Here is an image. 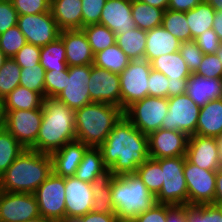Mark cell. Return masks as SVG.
<instances>
[{
    "mask_svg": "<svg viewBox=\"0 0 222 222\" xmlns=\"http://www.w3.org/2000/svg\"><path fill=\"white\" fill-rule=\"evenodd\" d=\"M99 149L104 165L115 176L136 174L137 168L149 158L148 135L123 116Z\"/></svg>",
    "mask_w": 222,
    "mask_h": 222,
    "instance_id": "obj_1",
    "label": "cell"
},
{
    "mask_svg": "<svg viewBox=\"0 0 222 222\" xmlns=\"http://www.w3.org/2000/svg\"><path fill=\"white\" fill-rule=\"evenodd\" d=\"M52 172L50 154L25 149L1 175L0 190L34 194Z\"/></svg>",
    "mask_w": 222,
    "mask_h": 222,
    "instance_id": "obj_2",
    "label": "cell"
},
{
    "mask_svg": "<svg viewBox=\"0 0 222 222\" xmlns=\"http://www.w3.org/2000/svg\"><path fill=\"white\" fill-rule=\"evenodd\" d=\"M43 118L36 138V151L46 154L76 140L75 111L57 98H45Z\"/></svg>",
    "mask_w": 222,
    "mask_h": 222,
    "instance_id": "obj_3",
    "label": "cell"
},
{
    "mask_svg": "<svg viewBox=\"0 0 222 222\" xmlns=\"http://www.w3.org/2000/svg\"><path fill=\"white\" fill-rule=\"evenodd\" d=\"M124 111L113 104L91 102L75 111L76 140L88 147L99 148Z\"/></svg>",
    "mask_w": 222,
    "mask_h": 222,
    "instance_id": "obj_4",
    "label": "cell"
},
{
    "mask_svg": "<svg viewBox=\"0 0 222 222\" xmlns=\"http://www.w3.org/2000/svg\"><path fill=\"white\" fill-rule=\"evenodd\" d=\"M111 198L119 219H133L156 203L155 197L137 174L114 176Z\"/></svg>",
    "mask_w": 222,
    "mask_h": 222,
    "instance_id": "obj_5",
    "label": "cell"
},
{
    "mask_svg": "<svg viewBox=\"0 0 222 222\" xmlns=\"http://www.w3.org/2000/svg\"><path fill=\"white\" fill-rule=\"evenodd\" d=\"M162 168L163 185L155 196L158 204H188V188L184 177L186 156L155 159Z\"/></svg>",
    "mask_w": 222,
    "mask_h": 222,
    "instance_id": "obj_6",
    "label": "cell"
},
{
    "mask_svg": "<svg viewBox=\"0 0 222 222\" xmlns=\"http://www.w3.org/2000/svg\"><path fill=\"white\" fill-rule=\"evenodd\" d=\"M168 113V98L147 96L130 105L124 116L143 134L149 135L161 128Z\"/></svg>",
    "mask_w": 222,
    "mask_h": 222,
    "instance_id": "obj_7",
    "label": "cell"
},
{
    "mask_svg": "<svg viewBox=\"0 0 222 222\" xmlns=\"http://www.w3.org/2000/svg\"><path fill=\"white\" fill-rule=\"evenodd\" d=\"M152 70L147 60L130 61L119 74L121 89V109L125 111L133 103L149 96L148 77Z\"/></svg>",
    "mask_w": 222,
    "mask_h": 222,
    "instance_id": "obj_8",
    "label": "cell"
},
{
    "mask_svg": "<svg viewBox=\"0 0 222 222\" xmlns=\"http://www.w3.org/2000/svg\"><path fill=\"white\" fill-rule=\"evenodd\" d=\"M3 127L25 148L36 151V138L43 118L41 108L32 110H4Z\"/></svg>",
    "mask_w": 222,
    "mask_h": 222,
    "instance_id": "obj_9",
    "label": "cell"
},
{
    "mask_svg": "<svg viewBox=\"0 0 222 222\" xmlns=\"http://www.w3.org/2000/svg\"><path fill=\"white\" fill-rule=\"evenodd\" d=\"M200 107L186 94L168 98V113L161 129L180 131L189 137L196 133Z\"/></svg>",
    "mask_w": 222,
    "mask_h": 222,
    "instance_id": "obj_10",
    "label": "cell"
},
{
    "mask_svg": "<svg viewBox=\"0 0 222 222\" xmlns=\"http://www.w3.org/2000/svg\"><path fill=\"white\" fill-rule=\"evenodd\" d=\"M34 195L37 199L40 215L55 222H60L66 217L65 178L52 172L36 189Z\"/></svg>",
    "mask_w": 222,
    "mask_h": 222,
    "instance_id": "obj_11",
    "label": "cell"
},
{
    "mask_svg": "<svg viewBox=\"0 0 222 222\" xmlns=\"http://www.w3.org/2000/svg\"><path fill=\"white\" fill-rule=\"evenodd\" d=\"M17 26L26 42L43 47L60 37V28L50 12L34 15H18Z\"/></svg>",
    "mask_w": 222,
    "mask_h": 222,
    "instance_id": "obj_12",
    "label": "cell"
},
{
    "mask_svg": "<svg viewBox=\"0 0 222 222\" xmlns=\"http://www.w3.org/2000/svg\"><path fill=\"white\" fill-rule=\"evenodd\" d=\"M184 177L188 188V205L213 203L216 191V171L205 170L186 159Z\"/></svg>",
    "mask_w": 222,
    "mask_h": 222,
    "instance_id": "obj_13",
    "label": "cell"
},
{
    "mask_svg": "<svg viewBox=\"0 0 222 222\" xmlns=\"http://www.w3.org/2000/svg\"><path fill=\"white\" fill-rule=\"evenodd\" d=\"M91 65L70 66L65 76L64 89L56 97L70 109L76 111L91 103L88 82L90 81Z\"/></svg>",
    "mask_w": 222,
    "mask_h": 222,
    "instance_id": "obj_14",
    "label": "cell"
},
{
    "mask_svg": "<svg viewBox=\"0 0 222 222\" xmlns=\"http://www.w3.org/2000/svg\"><path fill=\"white\" fill-rule=\"evenodd\" d=\"M39 215L34 194L0 190V222H24Z\"/></svg>",
    "mask_w": 222,
    "mask_h": 222,
    "instance_id": "obj_15",
    "label": "cell"
},
{
    "mask_svg": "<svg viewBox=\"0 0 222 222\" xmlns=\"http://www.w3.org/2000/svg\"><path fill=\"white\" fill-rule=\"evenodd\" d=\"M88 89L92 102L113 104L121 108L119 74L91 65Z\"/></svg>",
    "mask_w": 222,
    "mask_h": 222,
    "instance_id": "obj_16",
    "label": "cell"
},
{
    "mask_svg": "<svg viewBox=\"0 0 222 222\" xmlns=\"http://www.w3.org/2000/svg\"><path fill=\"white\" fill-rule=\"evenodd\" d=\"M188 139L183 132L160 128L148 135L149 158L186 156Z\"/></svg>",
    "mask_w": 222,
    "mask_h": 222,
    "instance_id": "obj_17",
    "label": "cell"
},
{
    "mask_svg": "<svg viewBox=\"0 0 222 222\" xmlns=\"http://www.w3.org/2000/svg\"><path fill=\"white\" fill-rule=\"evenodd\" d=\"M186 159L205 170L216 171L222 167L214 137L191 135L188 139Z\"/></svg>",
    "mask_w": 222,
    "mask_h": 222,
    "instance_id": "obj_18",
    "label": "cell"
},
{
    "mask_svg": "<svg viewBox=\"0 0 222 222\" xmlns=\"http://www.w3.org/2000/svg\"><path fill=\"white\" fill-rule=\"evenodd\" d=\"M93 194L91 184L76 176L65 178L66 217H81L92 211Z\"/></svg>",
    "mask_w": 222,
    "mask_h": 222,
    "instance_id": "obj_19",
    "label": "cell"
},
{
    "mask_svg": "<svg viewBox=\"0 0 222 222\" xmlns=\"http://www.w3.org/2000/svg\"><path fill=\"white\" fill-rule=\"evenodd\" d=\"M99 24L115 34H125L136 28L132 18V0H107Z\"/></svg>",
    "mask_w": 222,
    "mask_h": 222,
    "instance_id": "obj_20",
    "label": "cell"
},
{
    "mask_svg": "<svg viewBox=\"0 0 222 222\" xmlns=\"http://www.w3.org/2000/svg\"><path fill=\"white\" fill-rule=\"evenodd\" d=\"M65 46L66 62L70 66L93 65L92 53L88 38L81 30H63L59 37Z\"/></svg>",
    "mask_w": 222,
    "mask_h": 222,
    "instance_id": "obj_21",
    "label": "cell"
},
{
    "mask_svg": "<svg viewBox=\"0 0 222 222\" xmlns=\"http://www.w3.org/2000/svg\"><path fill=\"white\" fill-rule=\"evenodd\" d=\"M88 148L81 141L74 140L52 152L50 156L52 158L53 173L63 178L75 176L76 170Z\"/></svg>",
    "mask_w": 222,
    "mask_h": 222,
    "instance_id": "obj_22",
    "label": "cell"
},
{
    "mask_svg": "<svg viewBox=\"0 0 222 222\" xmlns=\"http://www.w3.org/2000/svg\"><path fill=\"white\" fill-rule=\"evenodd\" d=\"M185 93L201 108L211 100L222 98V78H206L192 73Z\"/></svg>",
    "mask_w": 222,
    "mask_h": 222,
    "instance_id": "obj_23",
    "label": "cell"
},
{
    "mask_svg": "<svg viewBox=\"0 0 222 222\" xmlns=\"http://www.w3.org/2000/svg\"><path fill=\"white\" fill-rule=\"evenodd\" d=\"M50 11L61 31L82 29L81 0H51Z\"/></svg>",
    "mask_w": 222,
    "mask_h": 222,
    "instance_id": "obj_24",
    "label": "cell"
},
{
    "mask_svg": "<svg viewBox=\"0 0 222 222\" xmlns=\"http://www.w3.org/2000/svg\"><path fill=\"white\" fill-rule=\"evenodd\" d=\"M145 60L152 62L162 55L178 52L181 42L162 26L146 31Z\"/></svg>",
    "mask_w": 222,
    "mask_h": 222,
    "instance_id": "obj_25",
    "label": "cell"
},
{
    "mask_svg": "<svg viewBox=\"0 0 222 222\" xmlns=\"http://www.w3.org/2000/svg\"><path fill=\"white\" fill-rule=\"evenodd\" d=\"M195 134L214 138L222 134V98L200 108Z\"/></svg>",
    "mask_w": 222,
    "mask_h": 222,
    "instance_id": "obj_26",
    "label": "cell"
},
{
    "mask_svg": "<svg viewBox=\"0 0 222 222\" xmlns=\"http://www.w3.org/2000/svg\"><path fill=\"white\" fill-rule=\"evenodd\" d=\"M114 176L111 169L107 168L90 183L93 194L92 212L115 213L111 198V181Z\"/></svg>",
    "mask_w": 222,
    "mask_h": 222,
    "instance_id": "obj_27",
    "label": "cell"
},
{
    "mask_svg": "<svg viewBox=\"0 0 222 222\" xmlns=\"http://www.w3.org/2000/svg\"><path fill=\"white\" fill-rule=\"evenodd\" d=\"M151 66L171 80L189 79L192 74L179 51L159 56L151 62Z\"/></svg>",
    "mask_w": 222,
    "mask_h": 222,
    "instance_id": "obj_28",
    "label": "cell"
},
{
    "mask_svg": "<svg viewBox=\"0 0 222 222\" xmlns=\"http://www.w3.org/2000/svg\"><path fill=\"white\" fill-rule=\"evenodd\" d=\"M146 41V31L137 27L125 34H116V44L131 61L145 59Z\"/></svg>",
    "mask_w": 222,
    "mask_h": 222,
    "instance_id": "obj_29",
    "label": "cell"
},
{
    "mask_svg": "<svg viewBox=\"0 0 222 222\" xmlns=\"http://www.w3.org/2000/svg\"><path fill=\"white\" fill-rule=\"evenodd\" d=\"M4 110H32L41 108L44 98L37 92L23 86H17L6 97Z\"/></svg>",
    "mask_w": 222,
    "mask_h": 222,
    "instance_id": "obj_30",
    "label": "cell"
},
{
    "mask_svg": "<svg viewBox=\"0 0 222 222\" xmlns=\"http://www.w3.org/2000/svg\"><path fill=\"white\" fill-rule=\"evenodd\" d=\"M186 19L191 30V40L212 29L215 10L205 2L198 4L195 8L186 11Z\"/></svg>",
    "mask_w": 222,
    "mask_h": 222,
    "instance_id": "obj_31",
    "label": "cell"
},
{
    "mask_svg": "<svg viewBox=\"0 0 222 222\" xmlns=\"http://www.w3.org/2000/svg\"><path fill=\"white\" fill-rule=\"evenodd\" d=\"M164 11L140 0H132V18L137 28L148 31L161 26Z\"/></svg>",
    "mask_w": 222,
    "mask_h": 222,
    "instance_id": "obj_32",
    "label": "cell"
},
{
    "mask_svg": "<svg viewBox=\"0 0 222 222\" xmlns=\"http://www.w3.org/2000/svg\"><path fill=\"white\" fill-rule=\"evenodd\" d=\"M130 61L121 48L114 44L94 54L93 65L120 74L129 65Z\"/></svg>",
    "mask_w": 222,
    "mask_h": 222,
    "instance_id": "obj_33",
    "label": "cell"
},
{
    "mask_svg": "<svg viewBox=\"0 0 222 222\" xmlns=\"http://www.w3.org/2000/svg\"><path fill=\"white\" fill-rule=\"evenodd\" d=\"M107 169L104 165L102 154L99 148L89 147L80 162L75 176L84 182L91 183L97 175Z\"/></svg>",
    "mask_w": 222,
    "mask_h": 222,
    "instance_id": "obj_34",
    "label": "cell"
},
{
    "mask_svg": "<svg viewBox=\"0 0 222 222\" xmlns=\"http://www.w3.org/2000/svg\"><path fill=\"white\" fill-rule=\"evenodd\" d=\"M39 63L46 71L68 68L65 46L60 38L41 47Z\"/></svg>",
    "mask_w": 222,
    "mask_h": 222,
    "instance_id": "obj_35",
    "label": "cell"
},
{
    "mask_svg": "<svg viewBox=\"0 0 222 222\" xmlns=\"http://www.w3.org/2000/svg\"><path fill=\"white\" fill-rule=\"evenodd\" d=\"M25 150L17 139L3 126L0 127V177Z\"/></svg>",
    "mask_w": 222,
    "mask_h": 222,
    "instance_id": "obj_36",
    "label": "cell"
},
{
    "mask_svg": "<svg viewBox=\"0 0 222 222\" xmlns=\"http://www.w3.org/2000/svg\"><path fill=\"white\" fill-rule=\"evenodd\" d=\"M161 26L180 42L191 40V30L189 29L185 12L167 9L163 13Z\"/></svg>",
    "mask_w": 222,
    "mask_h": 222,
    "instance_id": "obj_37",
    "label": "cell"
},
{
    "mask_svg": "<svg viewBox=\"0 0 222 222\" xmlns=\"http://www.w3.org/2000/svg\"><path fill=\"white\" fill-rule=\"evenodd\" d=\"M86 34L92 53L105 50L116 44V34L101 24H91L82 28Z\"/></svg>",
    "mask_w": 222,
    "mask_h": 222,
    "instance_id": "obj_38",
    "label": "cell"
},
{
    "mask_svg": "<svg viewBox=\"0 0 222 222\" xmlns=\"http://www.w3.org/2000/svg\"><path fill=\"white\" fill-rule=\"evenodd\" d=\"M136 174L155 197L163 185L160 164L155 159L148 158L137 168Z\"/></svg>",
    "mask_w": 222,
    "mask_h": 222,
    "instance_id": "obj_39",
    "label": "cell"
},
{
    "mask_svg": "<svg viewBox=\"0 0 222 222\" xmlns=\"http://www.w3.org/2000/svg\"><path fill=\"white\" fill-rule=\"evenodd\" d=\"M45 72L40 64L21 68L19 85L39 93L45 99Z\"/></svg>",
    "mask_w": 222,
    "mask_h": 222,
    "instance_id": "obj_40",
    "label": "cell"
},
{
    "mask_svg": "<svg viewBox=\"0 0 222 222\" xmlns=\"http://www.w3.org/2000/svg\"><path fill=\"white\" fill-rule=\"evenodd\" d=\"M21 67L7 58L0 69V96L4 99L14 88L19 86Z\"/></svg>",
    "mask_w": 222,
    "mask_h": 222,
    "instance_id": "obj_41",
    "label": "cell"
},
{
    "mask_svg": "<svg viewBox=\"0 0 222 222\" xmlns=\"http://www.w3.org/2000/svg\"><path fill=\"white\" fill-rule=\"evenodd\" d=\"M187 222H222V207L214 204H186Z\"/></svg>",
    "mask_w": 222,
    "mask_h": 222,
    "instance_id": "obj_42",
    "label": "cell"
},
{
    "mask_svg": "<svg viewBox=\"0 0 222 222\" xmlns=\"http://www.w3.org/2000/svg\"><path fill=\"white\" fill-rule=\"evenodd\" d=\"M25 44V36L17 25L0 34V50L7 58H13Z\"/></svg>",
    "mask_w": 222,
    "mask_h": 222,
    "instance_id": "obj_43",
    "label": "cell"
},
{
    "mask_svg": "<svg viewBox=\"0 0 222 222\" xmlns=\"http://www.w3.org/2000/svg\"><path fill=\"white\" fill-rule=\"evenodd\" d=\"M179 52L191 73H195L203 60L204 53L195 40L181 42Z\"/></svg>",
    "mask_w": 222,
    "mask_h": 222,
    "instance_id": "obj_44",
    "label": "cell"
},
{
    "mask_svg": "<svg viewBox=\"0 0 222 222\" xmlns=\"http://www.w3.org/2000/svg\"><path fill=\"white\" fill-rule=\"evenodd\" d=\"M68 75L67 69H56L45 72V98H56L64 89L65 76Z\"/></svg>",
    "mask_w": 222,
    "mask_h": 222,
    "instance_id": "obj_45",
    "label": "cell"
},
{
    "mask_svg": "<svg viewBox=\"0 0 222 222\" xmlns=\"http://www.w3.org/2000/svg\"><path fill=\"white\" fill-rule=\"evenodd\" d=\"M18 15L50 12L51 0H11Z\"/></svg>",
    "mask_w": 222,
    "mask_h": 222,
    "instance_id": "obj_46",
    "label": "cell"
},
{
    "mask_svg": "<svg viewBox=\"0 0 222 222\" xmlns=\"http://www.w3.org/2000/svg\"><path fill=\"white\" fill-rule=\"evenodd\" d=\"M82 1V28L91 24H99L100 16L107 0Z\"/></svg>",
    "mask_w": 222,
    "mask_h": 222,
    "instance_id": "obj_47",
    "label": "cell"
},
{
    "mask_svg": "<svg viewBox=\"0 0 222 222\" xmlns=\"http://www.w3.org/2000/svg\"><path fill=\"white\" fill-rule=\"evenodd\" d=\"M41 47L33 44H25L14 56L13 60L21 67L40 64Z\"/></svg>",
    "mask_w": 222,
    "mask_h": 222,
    "instance_id": "obj_48",
    "label": "cell"
},
{
    "mask_svg": "<svg viewBox=\"0 0 222 222\" xmlns=\"http://www.w3.org/2000/svg\"><path fill=\"white\" fill-rule=\"evenodd\" d=\"M195 74L206 78H222V63L216 54H204Z\"/></svg>",
    "mask_w": 222,
    "mask_h": 222,
    "instance_id": "obj_49",
    "label": "cell"
},
{
    "mask_svg": "<svg viewBox=\"0 0 222 222\" xmlns=\"http://www.w3.org/2000/svg\"><path fill=\"white\" fill-rule=\"evenodd\" d=\"M149 96L168 98V78L161 72L151 70L148 82Z\"/></svg>",
    "mask_w": 222,
    "mask_h": 222,
    "instance_id": "obj_50",
    "label": "cell"
},
{
    "mask_svg": "<svg viewBox=\"0 0 222 222\" xmlns=\"http://www.w3.org/2000/svg\"><path fill=\"white\" fill-rule=\"evenodd\" d=\"M18 13L11 0H0V34L17 25Z\"/></svg>",
    "mask_w": 222,
    "mask_h": 222,
    "instance_id": "obj_51",
    "label": "cell"
},
{
    "mask_svg": "<svg viewBox=\"0 0 222 222\" xmlns=\"http://www.w3.org/2000/svg\"><path fill=\"white\" fill-rule=\"evenodd\" d=\"M194 40L204 54H215L222 43L213 29L206 30Z\"/></svg>",
    "mask_w": 222,
    "mask_h": 222,
    "instance_id": "obj_52",
    "label": "cell"
},
{
    "mask_svg": "<svg viewBox=\"0 0 222 222\" xmlns=\"http://www.w3.org/2000/svg\"><path fill=\"white\" fill-rule=\"evenodd\" d=\"M132 220L133 222H166V204L155 203L149 210Z\"/></svg>",
    "mask_w": 222,
    "mask_h": 222,
    "instance_id": "obj_53",
    "label": "cell"
},
{
    "mask_svg": "<svg viewBox=\"0 0 222 222\" xmlns=\"http://www.w3.org/2000/svg\"><path fill=\"white\" fill-rule=\"evenodd\" d=\"M116 213H94L88 212L81 217H65L60 222H115L117 219Z\"/></svg>",
    "mask_w": 222,
    "mask_h": 222,
    "instance_id": "obj_54",
    "label": "cell"
},
{
    "mask_svg": "<svg viewBox=\"0 0 222 222\" xmlns=\"http://www.w3.org/2000/svg\"><path fill=\"white\" fill-rule=\"evenodd\" d=\"M166 222H187L186 205L166 204Z\"/></svg>",
    "mask_w": 222,
    "mask_h": 222,
    "instance_id": "obj_55",
    "label": "cell"
},
{
    "mask_svg": "<svg viewBox=\"0 0 222 222\" xmlns=\"http://www.w3.org/2000/svg\"><path fill=\"white\" fill-rule=\"evenodd\" d=\"M202 2L203 0H169L168 9L179 12H186L195 8Z\"/></svg>",
    "mask_w": 222,
    "mask_h": 222,
    "instance_id": "obj_56",
    "label": "cell"
},
{
    "mask_svg": "<svg viewBox=\"0 0 222 222\" xmlns=\"http://www.w3.org/2000/svg\"><path fill=\"white\" fill-rule=\"evenodd\" d=\"M168 81V98L185 93L188 84V79H168Z\"/></svg>",
    "mask_w": 222,
    "mask_h": 222,
    "instance_id": "obj_57",
    "label": "cell"
},
{
    "mask_svg": "<svg viewBox=\"0 0 222 222\" xmlns=\"http://www.w3.org/2000/svg\"><path fill=\"white\" fill-rule=\"evenodd\" d=\"M215 197L212 204L222 207V167L216 170Z\"/></svg>",
    "mask_w": 222,
    "mask_h": 222,
    "instance_id": "obj_58",
    "label": "cell"
},
{
    "mask_svg": "<svg viewBox=\"0 0 222 222\" xmlns=\"http://www.w3.org/2000/svg\"><path fill=\"white\" fill-rule=\"evenodd\" d=\"M212 29L222 42V11H215Z\"/></svg>",
    "mask_w": 222,
    "mask_h": 222,
    "instance_id": "obj_59",
    "label": "cell"
},
{
    "mask_svg": "<svg viewBox=\"0 0 222 222\" xmlns=\"http://www.w3.org/2000/svg\"><path fill=\"white\" fill-rule=\"evenodd\" d=\"M140 1L150 6L162 9L163 11H166L169 5V0H140Z\"/></svg>",
    "mask_w": 222,
    "mask_h": 222,
    "instance_id": "obj_60",
    "label": "cell"
},
{
    "mask_svg": "<svg viewBox=\"0 0 222 222\" xmlns=\"http://www.w3.org/2000/svg\"><path fill=\"white\" fill-rule=\"evenodd\" d=\"M208 3L215 11H222V0H203Z\"/></svg>",
    "mask_w": 222,
    "mask_h": 222,
    "instance_id": "obj_61",
    "label": "cell"
},
{
    "mask_svg": "<svg viewBox=\"0 0 222 222\" xmlns=\"http://www.w3.org/2000/svg\"><path fill=\"white\" fill-rule=\"evenodd\" d=\"M24 222H55L54 220L50 219V218H46L42 215H39L36 218L24 221Z\"/></svg>",
    "mask_w": 222,
    "mask_h": 222,
    "instance_id": "obj_62",
    "label": "cell"
},
{
    "mask_svg": "<svg viewBox=\"0 0 222 222\" xmlns=\"http://www.w3.org/2000/svg\"><path fill=\"white\" fill-rule=\"evenodd\" d=\"M4 117H5L4 101L3 98L0 96V127L3 126Z\"/></svg>",
    "mask_w": 222,
    "mask_h": 222,
    "instance_id": "obj_63",
    "label": "cell"
},
{
    "mask_svg": "<svg viewBox=\"0 0 222 222\" xmlns=\"http://www.w3.org/2000/svg\"><path fill=\"white\" fill-rule=\"evenodd\" d=\"M216 141L218 144L219 159L221 161L222 166V134L219 137H216Z\"/></svg>",
    "mask_w": 222,
    "mask_h": 222,
    "instance_id": "obj_64",
    "label": "cell"
},
{
    "mask_svg": "<svg viewBox=\"0 0 222 222\" xmlns=\"http://www.w3.org/2000/svg\"><path fill=\"white\" fill-rule=\"evenodd\" d=\"M6 59H7V57L5 56V54L0 50V69L2 68Z\"/></svg>",
    "mask_w": 222,
    "mask_h": 222,
    "instance_id": "obj_65",
    "label": "cell"
},
{
    "mask_svg": "<svg viewBox=\"0 0 222 222\" xmlns=\"http://www.w3.org/2000/svg\"><path fill=\"white\" fill-rule=\"evenodd\" d=\"M216 56L218 57V59L221 61L222 63V43L221 45L219 46V49L216 51Z\"/></svg>",
    "mask_w": 222,
    "mask_h": 222,
    "instance_id": "obj_66",
    "label": "cell"
},
{
    "mask_svg": "<svg viewBox=\"0 0 222 222\" xmlns=\"http://www.w3.org/2000/svg\"><path fill=\"white\" fill-rule=\"evenodd\" d=\"M115 222H133L132 219H119L117 218Z\"/></svg>",
    "mask_w": 222,
    "mask_h": 222,
    "instance_id": "obj_67",
    "label": "cell"
}]
</instances>
